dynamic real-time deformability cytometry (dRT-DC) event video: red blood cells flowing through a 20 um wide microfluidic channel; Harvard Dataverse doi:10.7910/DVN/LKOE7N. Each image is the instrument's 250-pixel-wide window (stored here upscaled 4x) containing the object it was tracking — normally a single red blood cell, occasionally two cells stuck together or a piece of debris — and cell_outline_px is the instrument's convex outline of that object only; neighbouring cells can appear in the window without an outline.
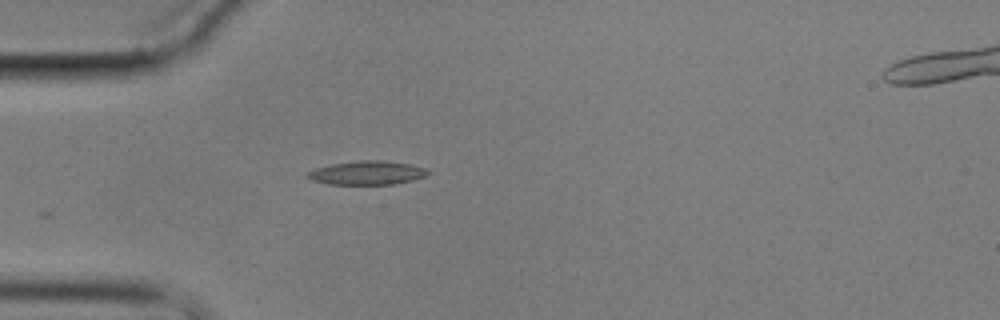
{"species": "common noctule bat (a hibernating species)", "species_latin": "Nyctalus noctula", "temperature_condition": "cold", "stored_images_in_passage": 5, "camera_frame_rate_fps": 3000, "um_per_image_px": 0.085, "animal": {"sex": "male", "body_mass_g": 17.9}, "frame": {"image": 1, "passage_image": 5, "time_ms": 5.0, "image_size_px": [1000, 320], "cell_outline_px": [[432, 172], [424, 176], [412, 180], [396, 184], [328, 184], [312, 180], [304, 176], [308, 172], [316, 168], [332, 164], [360, 160], [384, 160], [412, 164], [428, 168]], "centroid_in_image_um": [31.25, 14.68], "position_along_channel_um": 53.8, "area_um2": 16.82}}